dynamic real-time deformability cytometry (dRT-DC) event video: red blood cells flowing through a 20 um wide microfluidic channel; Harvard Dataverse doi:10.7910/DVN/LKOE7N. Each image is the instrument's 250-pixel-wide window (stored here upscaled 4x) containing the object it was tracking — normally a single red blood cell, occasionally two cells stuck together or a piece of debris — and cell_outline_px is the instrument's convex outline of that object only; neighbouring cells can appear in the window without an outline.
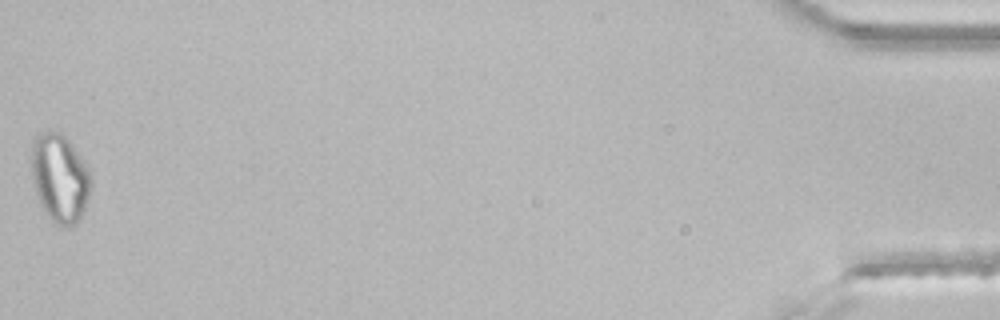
{"species": "common noctule bat (a hibernating species)", "species_latin": "Nyctalus noctula", "temperature_condition": "room temperature", "stored_images_in_passage": 45, "segment_of_instrument_passage": [2, 2], "camera_frame_rate_fps": 3000, "um_per_image_px": 0.085, "animal": {"sex": "male", "body_mass_g": 21.5, "forearm_length_mm": 52.0}, "frame": {"image": 1, "passage_image": 45, "time_ms": 14.667, "image_size_px": [1000, 320], "cell_outline_px": [[88, 196], [84, 208], [80, 216], [68, 228], [56, 224], [44, 212], [36, 192], [32, 176], [32, 144], [36, 136], [40, 132], [48, 128], [60, 132], [68, 140], [88, 168]], "centroid_in_image_um": [5.03, 15.09], "position_along_channel_um": 430.2, "area_um2": 29.88}}